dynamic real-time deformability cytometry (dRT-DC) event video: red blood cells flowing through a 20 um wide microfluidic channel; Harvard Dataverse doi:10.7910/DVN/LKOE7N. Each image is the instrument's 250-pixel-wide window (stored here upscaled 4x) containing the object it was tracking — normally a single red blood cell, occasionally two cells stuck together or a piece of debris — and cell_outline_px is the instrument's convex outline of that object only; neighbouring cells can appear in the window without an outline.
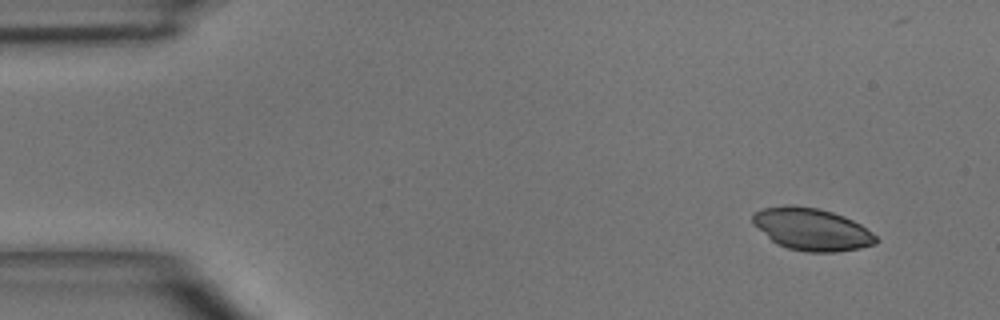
{"species": "common noctule bat (a hibernating species)", "species_latin": "Nyctalus noctula", "temperature_condition": "room temperature", "stored_images_in_passage": 7, "camera_frame_rate_fps": 3000, "um_per_image_px": 0.085, "animal": {"sex": "male", "body_mass_g": 15.6}, "frame": {"image": 1, "passage_image": 1, "time_ms": 0.0, "image_size_px": [1000, 320], "cell_outline_px": [[880, 240], [876, 244], [860, 248], [836, 252], [808, 252], [788, 248], [776, 244], [752, 224], [752, 216], [756, 212], [764, 208], [788, 204], [816, 208], [832, 212], [844, 216], [860, 224], [872, 232]], "centroid_in_image_um": [69.01, 19.49], "position_along_channel_um": 16.0, "area_um2": 30.4}}